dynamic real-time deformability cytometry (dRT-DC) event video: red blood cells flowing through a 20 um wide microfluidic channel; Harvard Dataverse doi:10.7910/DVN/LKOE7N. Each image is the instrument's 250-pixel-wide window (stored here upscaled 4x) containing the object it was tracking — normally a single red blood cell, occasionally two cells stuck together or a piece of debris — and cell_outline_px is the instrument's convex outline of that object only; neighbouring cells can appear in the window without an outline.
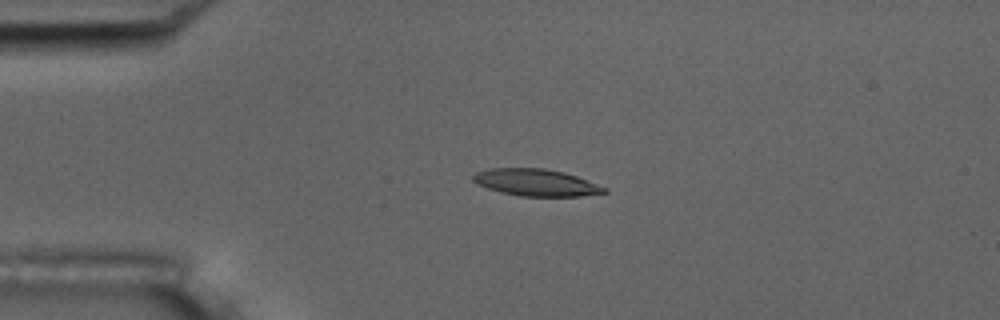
{"species": "common noctule bat (a hibernating species)", "species_latin": "Nyctalus noctula", "temperature_condition": "room temperature", "stored_images_in_passage": 54, "camera_frame_rate_fps": 3000, "um_per_image_px": 0.085, "animal": {"sex": "male", "body_mass_g": 17.5, "forearm_length_mm": 52.3}, "frame": {"image": 1, "passage_image": 12, "time_ms": 3.667, "image_size_px": [1000, 320], "cell_outline_px": [[608, 192], [580, 196], [520, 196], [500, 192], [488, 188], [472, 180], [472, 176], [476, 172], [488, 168], [544, 168], [564, 172], [576, 176], [608, 188]], "centroid_in_image_um": [45.57, 15.51], "position_along_channel_um": 39.4, "area_um2": 20.52}}
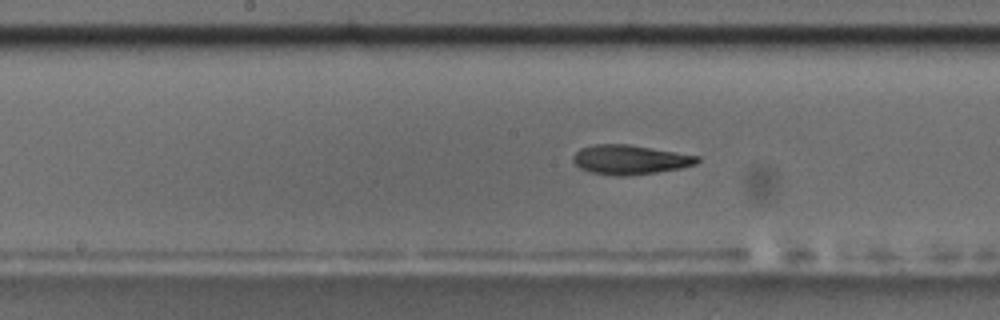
{"frame": {"image": 2, "passage_image": 27, "time_ms": 8.667, "image_size_px": [1000, 320], "cell_outline_px": [[700, 160], [696, 164], [680, 168], [656, 172], [624, 176], [616, 176], [592, 172], [580, 168], [572, 160], [572, 156], [580, 148], [592, 144], [628, 144], [700, 156]], "centroid_in_image_um": [53.53, 13.56], "position_along_channel_um": 194.7, "area_um2": 21.21}}
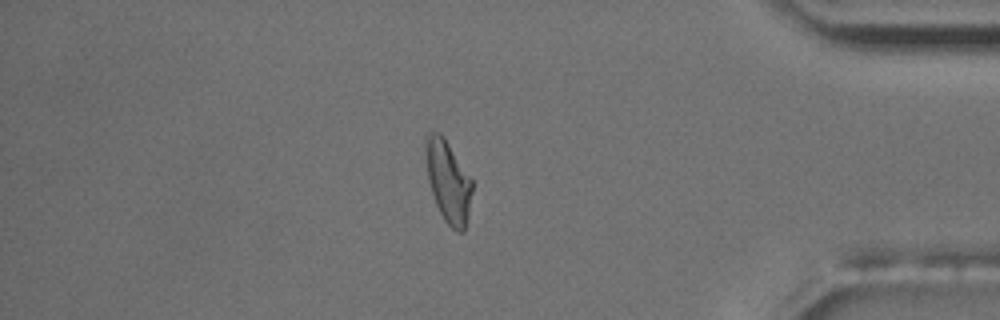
{"frame": {"image": 3, "passage_image": 46, "time_ms": 15.0, "image_size_px": [1000, 320], "cell_outline_px": [[472, 192], [468, 220], [464, 232], [456, 232], [444, 220], [436, 204], [428, 180], [424, 144], [424, 136], [428, 132], [440, 132], [444, 136], [472, 180]], "centroid_in_image_um": [38.08, 15.4], "position_along_channel_um": 397.1, "area_um2": 22.37}, "authors_computed_cell_mechanics": {"area_um2": 20.9236, "velocity_mm_per_s": 3.7034, "shape_relaxation_time_tau1_ms": 4.7609, "shape_relaxation_time_tau2_ms": 2.6317, "deformation_change_tau1": 0.1711, "deformation_change_tau2": 0.1016}}